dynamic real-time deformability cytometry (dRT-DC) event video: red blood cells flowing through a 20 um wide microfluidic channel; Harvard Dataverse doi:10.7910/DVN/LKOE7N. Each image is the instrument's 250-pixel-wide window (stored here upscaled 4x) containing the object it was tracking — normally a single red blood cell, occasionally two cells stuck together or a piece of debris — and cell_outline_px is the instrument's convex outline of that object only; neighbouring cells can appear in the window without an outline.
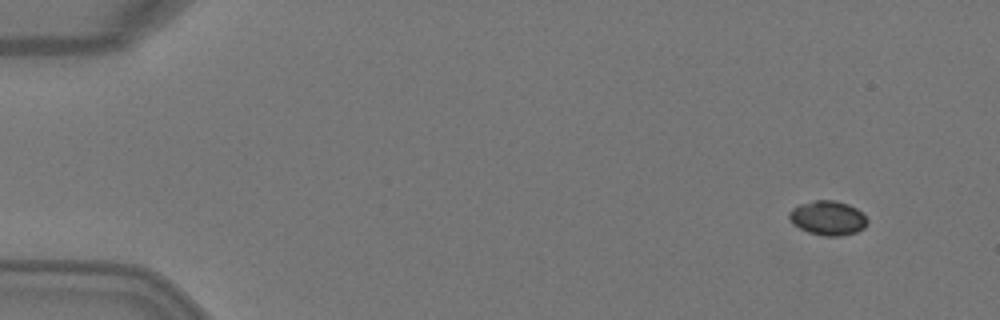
{"species": "Egyptian fruit bat (a non-hibernating species)", "species_latin": "Rousettus aegyptiacus", "temperature_condition": "warm", "stored_images_in_passage": 4, "camera_frame_rate_fps": 3000, "um_per_image_px": 0.085, "animal": {"sex": "female"}, "frame": {"image": 1, "passage_image": 1, "time_ms": 0.0, "image_size_px": [1000, 320], "cell_outline_px": [[868, 220], [864, 228], [856, 232], [840, 236], [824, 236], [808, 232], [792, 224], [788, 216], [788, 212], [792, 208], [800, 204], [816, 200], [836, 200], [848, 204], [856, 208]], "centroid_in_image_um": [70.34, 18.53], "position_along_channel_um": 14.7, "area_um2": 15.66}}
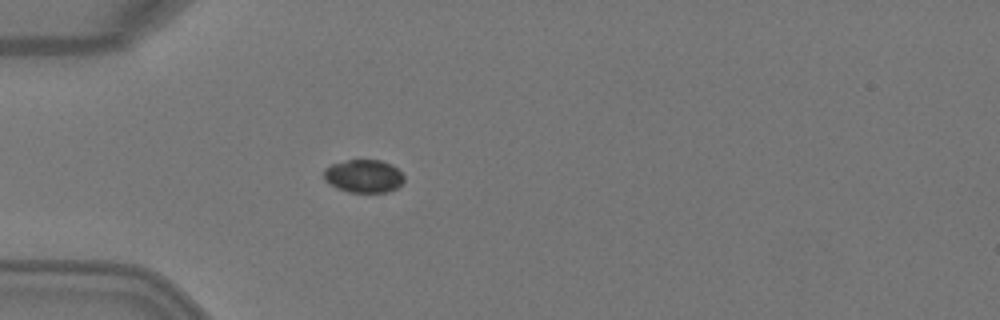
{"frame": {"image": 2, "passage_image": 4, "time_ms": 1.0, "image_size_px": [1000, 320], "cell_outline_px": [[404, 180], [396, 188], [388, 192], [348, 192], [336, 188], [324, 180], [324, 168], [332, 164], [348, 160], [380, 160], [392, 164], [404, 176]], "centroid_in_image_um": [30.9, 14.97], "position_along_channel_um": 54.1, "area_um2": 15.43}}